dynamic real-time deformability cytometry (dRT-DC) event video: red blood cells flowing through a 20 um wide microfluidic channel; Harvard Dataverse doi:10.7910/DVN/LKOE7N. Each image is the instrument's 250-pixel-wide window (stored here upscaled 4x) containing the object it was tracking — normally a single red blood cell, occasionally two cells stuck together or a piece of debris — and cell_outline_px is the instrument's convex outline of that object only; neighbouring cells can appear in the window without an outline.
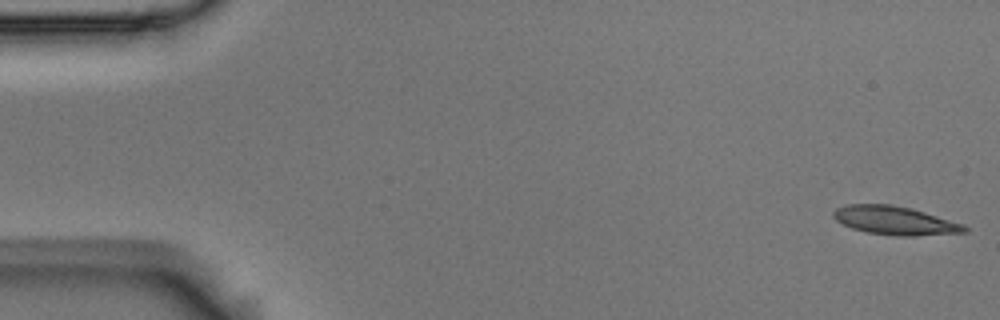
{"species": "Egyptian fruit bat (a non-hibernating species)", "species_latin": "Rousettus aegyptiacus", "temperature_condition": "room temperature", "stored_images_in_passage": 55, "camera_frame_rate_fps": 3000, "um_per_image_px": 0.085, "animal": {"sex": "male"}, "frame": {"image": 1, "passage_image": 1, "time_ms": 0.0, "image_size_px": [1000, 320], "cell_outline_px": [[968, 232], [912, 236], [896, 236], [864, 232], [852, 228], [836, 220], [832, 216], [832, 212], [836, 208], [848, 204], [888, 204], [908, 208], [924, 212], [964, 224], [968, 228]], "centroid_in_image_um": [76.05, 18.75], "position_along_channel_um": 8.9, "area_um2": 21.73}}
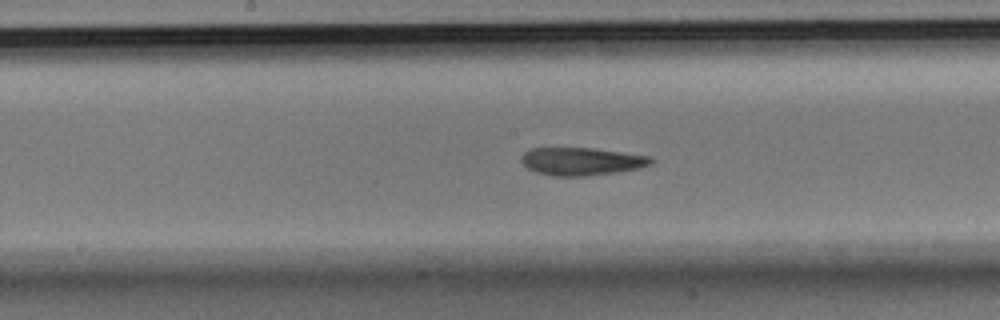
{"frame": {"image": 2, "passage_image": 28, "time_ms": 9.0, "image_size_px": [1000, 320], "cell_outline_px": [[656, 160], [652, 164], [640, 168], [616, 172], [588, 176], [552, 176], [536, 172], [528, 168], [520, 160], [520, 156], [524, 152], [532, 148], [592, 148], [652, 156]], "centroid_in_image_um": [49.46, 13.72], "position_along_channel_um": 198.7, "area_um2": 21.21}}
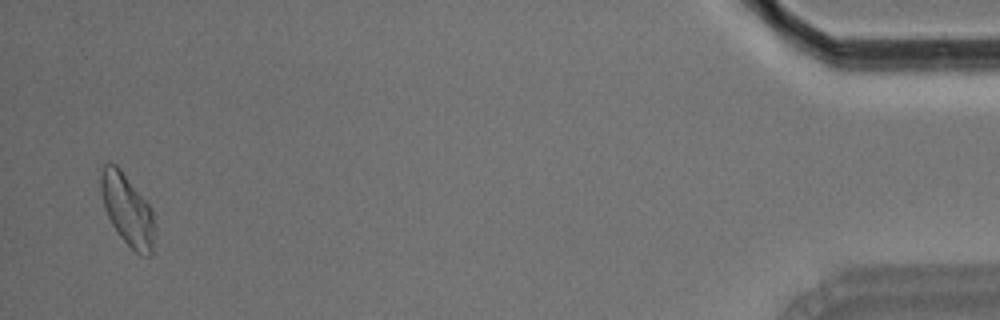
{"frame": {"image": 3, "passage_image": 54, "time_ms": 17.667, "image_size_px": [1000, 320], "cell_outline_px": [[152, 252], [148, 256], [140, 256], [120, 236], [112, 224], [104, 208], [100, 192], [96, 168], [104, 164], [116, 164], [120, 168], [152, 208]], "centroid_in_image_um": [10.73, 17.73], "position_along_channel_um": 424.5, "area_um2": 22.37}, "authors_computed_cell_mechanics": {"area_um2": 21.386, "velocity_mm_per_s": 3.5791, "shape_relaxation_time_tau1_ms": 6.6205, "shape_relaxation_time_tau2_ms": 3.566, "deformation_change_tau1": 0.1669, "deformation_change_tau2": 0.1065}}